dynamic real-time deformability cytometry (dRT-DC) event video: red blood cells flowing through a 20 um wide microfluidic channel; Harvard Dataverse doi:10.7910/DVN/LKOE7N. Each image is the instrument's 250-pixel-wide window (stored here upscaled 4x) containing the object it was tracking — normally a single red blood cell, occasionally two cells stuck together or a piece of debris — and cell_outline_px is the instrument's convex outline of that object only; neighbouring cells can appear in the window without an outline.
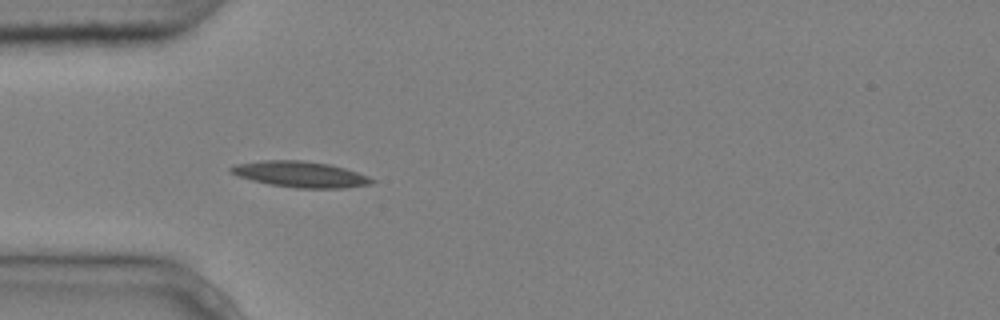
{"species": "common noctule bat (a hibernating species)", "species_latin": "Nyctalus noctula", "temperature_condition": "cold", "stored_images_in_passage": 4, "camera_frame_rate_fps": 3000, "um_per_image_px": 0.085, "animal": {"sex": "male", "body_mass_g": 20.4}, "frame": {"image": 1, "passage_image": 3, "time_ms": 0.667, "image_size_px": [1000, 320], "cell_outline_px": [[376, 180], [372, 184], [348, 188], [296, 188], [268, 184], [236, 176], [228, 172], [228, 168], [236, 164], [260, 160], [300, 160], [328, 164], [344, 168], [368, 176]], "centroid_in_image_um": [25.49, 14.82], "position_along_channel_um": 59.5, "area_um2": 21.44}}
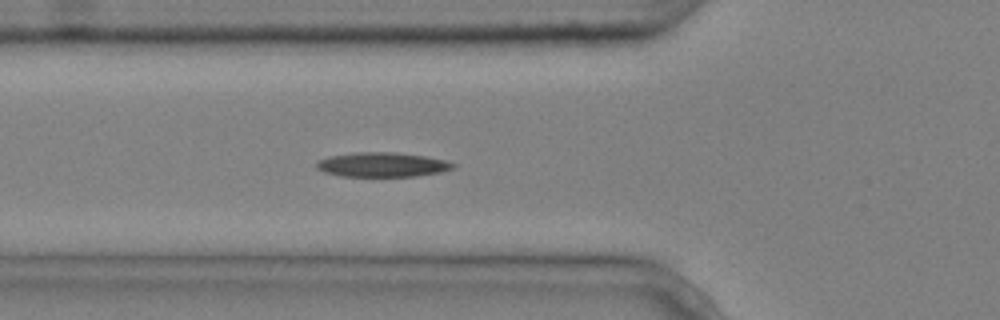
{"frame": {"image": 2, "passage_image": 4, "time_ms": 1.0, "image_size_px": [1000, 320], "cell_outline_px": [[456, 168], [440, 172], [416, 176], [340, 176], [324, 172], [316, 168], [316, 160], [332, 156], [356, 152], [396, 152], [424, 156], [444, 160], [456, 164]], "centroid_in_image_um": [32.49, 13.99], "position_along_channel_um": 93.3, "area_um2": 19.48}}